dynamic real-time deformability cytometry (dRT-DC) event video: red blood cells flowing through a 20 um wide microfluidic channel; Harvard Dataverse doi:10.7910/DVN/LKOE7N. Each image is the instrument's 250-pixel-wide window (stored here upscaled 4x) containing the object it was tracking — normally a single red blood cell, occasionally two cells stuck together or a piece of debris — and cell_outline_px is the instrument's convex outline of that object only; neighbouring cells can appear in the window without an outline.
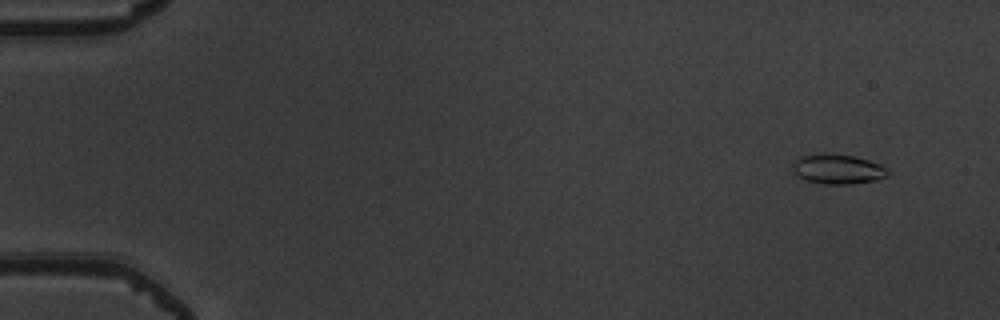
{"species": "common noctule bat (a hibernating species)", "species_latin": "Nyctalus noctula", "temperature_condition": "warm", "stored_images_in_passage": 52, "camera_frame_rate_fps": 3000, "um_per_image_px": 0.085, "animal": {"sex": "male", "body_mass_g": 19.5, "forearm_length_mm": 54.6}, "frame": {"image": 1, "passage_image": 4, "time_ms": 1.0, "image_size_px": [1000, 320], "cell_outline_px": [[888, 176], [876, 180], [848, 184], [824, 184], [808, 180], [796, 176], [792, 172], [792, 164], [800, 156], [824, 152], [852, 156], [868, 160], [880, 164], [888, 168]], "centroid_in_image_um": [71.18, 14.36], "position_along_channel_um": 13.8, "area_um2": 16.65}}
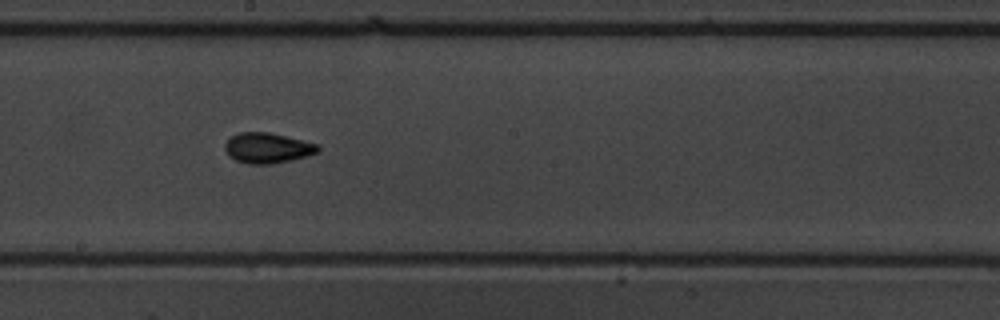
{"frame": {"image": 2, "passage_image": 30, "time_ms": 9.667, "image_size_px": [1000, 320], "cell_outline_px": [[320, 152], [308, 156], [292, 160], [272, 164], [248, 164], [236, 160], [228, 156], [224, 148], [224, 144], [232, 136], [240, 132], [268, 132], [316, 144], [320, 148]], "centroid_in_image_um": [22.72, 12.59], "position_along_channel_um": 225.5, "area_um2": 16.42}}
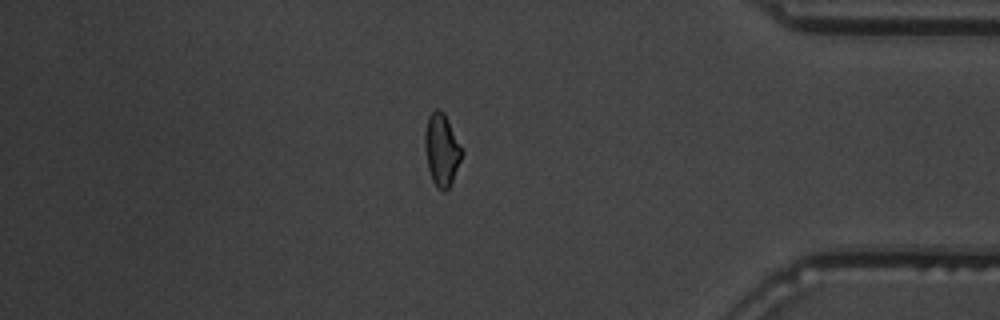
{"frame": {"image": 3, "passage_image": 45, "time_ms": 14.667, "image_size_px": [1000, 320], "cell_outline_px": [[464, 152], [452, 180], [448, 188], [444, 192], [436, 188], [432, 180], [428, 168], [424, 144], [424, 132], [428, 116], [436, 108], [440, 108], [444, 112]], "centroid_in_image_um": [37.53, 12.71], "position_along_channel_um": 397.7, "area_um2": 15.61}, "authors_computed_cell_mechanics": {"area_um2": 15.6638, "velocity_mm_per_s": 3.9806, "shape_relaxation_time_tau1_ms": 6.1352, "shape_relaxation_time_tau2_ms": 2.0504, "deformation_change_tau1": 0.1397, "deformation_change_tau2": 0.079}}